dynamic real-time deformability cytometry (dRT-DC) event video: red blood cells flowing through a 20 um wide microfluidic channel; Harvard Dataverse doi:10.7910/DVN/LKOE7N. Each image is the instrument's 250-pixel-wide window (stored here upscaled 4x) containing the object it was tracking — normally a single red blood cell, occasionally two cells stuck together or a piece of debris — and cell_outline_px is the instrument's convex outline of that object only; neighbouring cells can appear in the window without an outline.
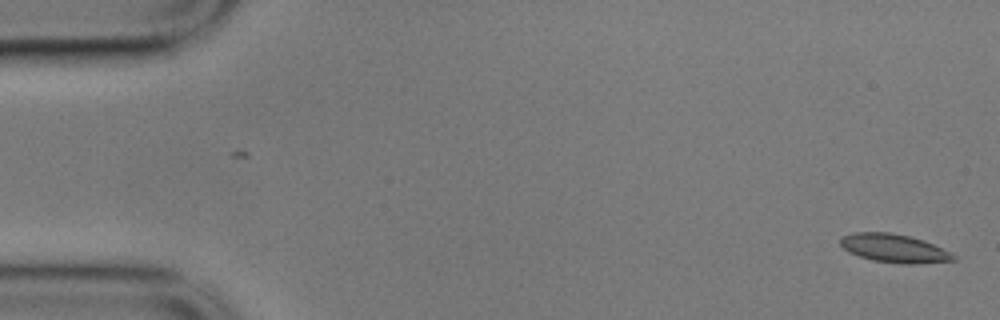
{"species": "common noctule bat (a hibernating species)", "species_latin": "Nyctalus noctula", "temperature_condition": "cold", "stored_images_in_passage": 57, "camera_frame_rate_fps": 3000, "um_per_image_px": 0.085, "animal": {"sex": "male", "body_mass_g": 17.9}, "frame": {"image": 1, "passage_image": 1, "time_ms": 0.0, "image_size_px": [1000, 320], "cell_outline_px": [[956, 260], [916, 264], [900, 264], [872, 260], [848, 252], [840, 244], [840, 236], [852, 232], [892, 232], [924, 240], [956, 256]], "centroid_in_image_um": [75.95, 21.1], "position_along_channel_um": 9.0, "area_um2": 18.73}}
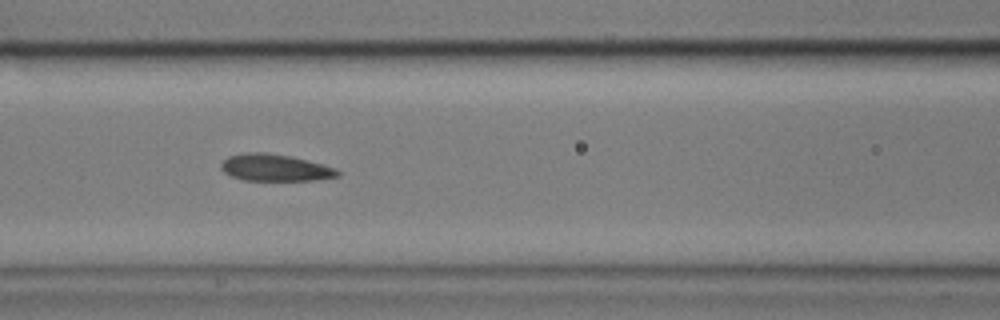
{"frame": {"image": 2, "passage_image": 24, "time_ms": 7.667, "image_size_px": [1000, 320], "cell_outline_px": [[340, 176], [312, 180], [244, 180], [232, 176], [224, 172], [220, 168], [220, 164], [228, 156], [248, 152], [264, 152], [292, 156], [336, 168], [340, 172]], "centroid_in_image_um": [23.37, 14.24], "position_along_channel_um": 143.2, "area_um2": 18.21}}
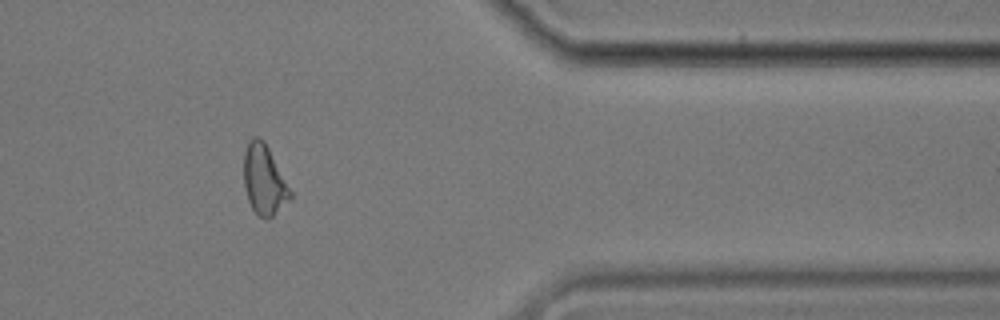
{"frame": {"image": 3, "passage_image": 47, "time_ms": 15.333, "image_size_px": [1000, 320], "cell_outline_px": [[292, 200], [268, 220], [260, 216], [252, 208], [248, 200], [244, 188], [244, 152], [248, 140], [252, 136], [260, 136], [264, 140], [292, 192]], "centroid_in_image_um": [22.45, 15.29], "position_along_channel_um": 388.9, "area_um2": 19.13}, "authors_computed_cell_mechanics": {"area_um2": 18.7272, "velocity_mm_per_s": 3.4639, "shape_relaxation_time_tau1_ms": 8.5133, "shape_relaxation_time_tau2_ms": 1.3263, "deformation_change_tau1": 0.1896, "deformation_change_tau2": 0.0774}}